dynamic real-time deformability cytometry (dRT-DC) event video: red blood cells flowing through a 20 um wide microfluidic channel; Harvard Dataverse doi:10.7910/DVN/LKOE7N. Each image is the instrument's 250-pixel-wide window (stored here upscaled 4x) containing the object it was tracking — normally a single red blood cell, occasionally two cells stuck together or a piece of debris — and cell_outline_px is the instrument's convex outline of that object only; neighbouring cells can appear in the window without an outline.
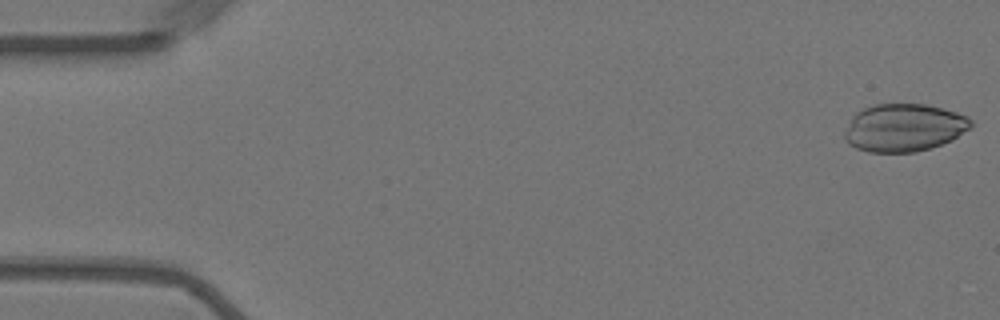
{"species": "Egyptian fruit bat (a non-hibernating species)", "species_latin": "Rousettus aegyptiacus", "temperature_condition": "warm", "stored_images_in_passage": 34, "camera_frame_rate_fps": 3000, "um_per_image_px": 0.085, "animal": {"sex": "female"}, "frame": {"image": 1, "passage_image": 1, "time_ms": 0.0, "image_size_px": [1000, 320], "cell_outline_px": [[972, 128], [952, 140], [916, 152], [868, 152], [856, 148], [848, 144], [844, 140], [844, 132], [852, 116], [856, 112], [872, 104], [924, 104], [956, 112], [968, 116], [972, 120]], "centroid_in_image_um": [76.83, 10.85], "position_along_channel_um": 8.2, "area_um2": 35.32}}